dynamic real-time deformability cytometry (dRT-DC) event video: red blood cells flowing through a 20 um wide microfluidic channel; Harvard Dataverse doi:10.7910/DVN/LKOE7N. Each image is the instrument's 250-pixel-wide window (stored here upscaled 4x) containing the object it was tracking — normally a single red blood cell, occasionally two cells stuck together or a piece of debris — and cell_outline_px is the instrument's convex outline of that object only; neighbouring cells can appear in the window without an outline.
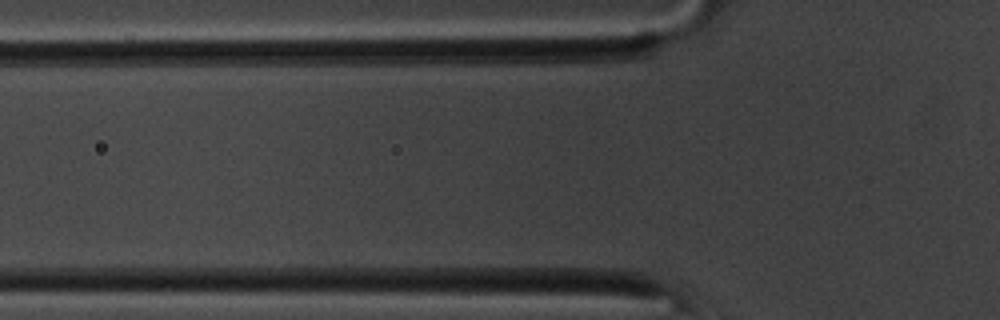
{"species": "common noctule bat (a hibernating species)", "species_latin": "Nyctalus noctula", "temperature_condition": "room temperature", "stored_images_in_passage": 6, "camera_frame_rate_fps": 3000, "um_per_image_px": 0.085, "animal": {"sex": "male", "body_mass_g": 20.1, "forearm_length_mm": 53.5}, "frame": {"image": 1, "passage_image": 2, "time_ms": 0.333, "image_size_px": [1000, 320], "cell_outline_px": [[624, 240], [484, 240], [476, 236], [480, 232], [580, 228], [616, 232]], "centroid_in_image_um": [46.86, 19.97], "position_along_channel_um": 78.9, "area_um2": 10.12}}